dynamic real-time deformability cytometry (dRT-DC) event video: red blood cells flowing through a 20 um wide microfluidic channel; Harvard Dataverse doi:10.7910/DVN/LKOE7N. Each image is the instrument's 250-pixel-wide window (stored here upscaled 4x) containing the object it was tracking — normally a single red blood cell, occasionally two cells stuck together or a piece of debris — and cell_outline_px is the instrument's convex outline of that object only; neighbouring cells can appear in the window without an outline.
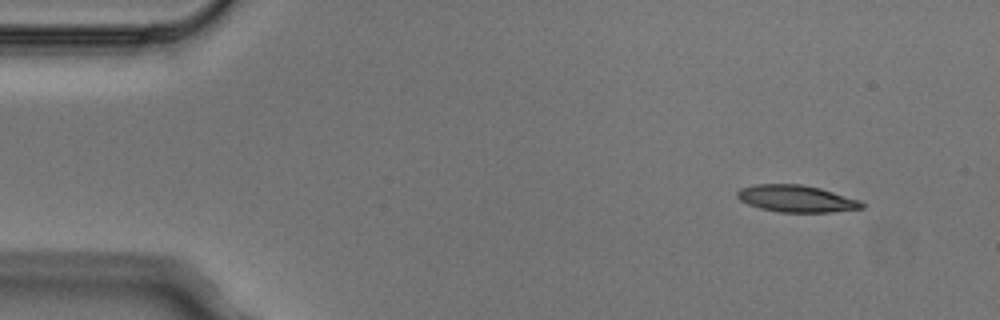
{"species": "Egyptian fruit bat (a non-hibernating species)", "species_latin": "Rousettus aegyptiacus", "temperature_condition": "cold", "stored_images_in_passage": 6, "camera_frame_rate_fps": 3000, "um_per_image_px": 0.085, "animal": {"sex": "male"}, "frame": {"image": 1, "passage_image": 1, "time_ms": 0.0, "image_size_px": [1000, 320], "cell_outline_px": [[864, 208], [828, 212], [780, 212], [760, 208], [748, 204], [740, 200], [736, 196], [736, 192], [740, 188], [752, 184], [800, 184], [820, 188], [860, 200], [864, 204]], "centroid_in_image_um": [67.66, 16.88], "position_along_channel_um": 17.3, "area_um2": 19.54}}
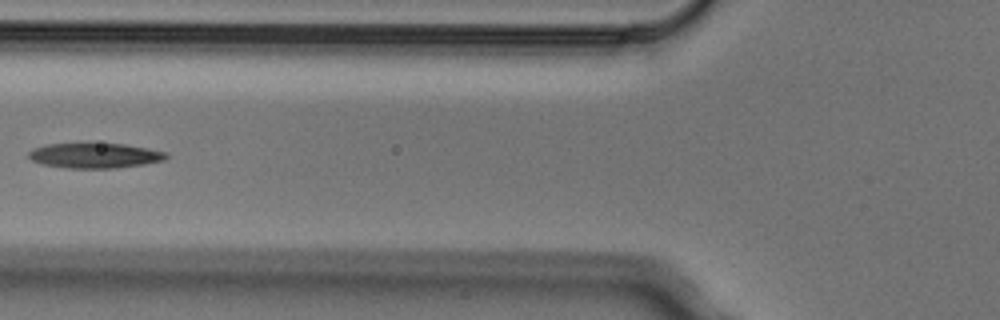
{"frame": {"image": 2, "passage_image": 5, "time_ms": 1.333, "image_size_px": [1000, 320], "cell_outline_px": [[168, 156], [164, 160], [144, 164], [116, 168], [68, 168], [40, 164], [32, 160], [28, 156], [28, 152], [44, 144], [124, 144], [148, 148], [168, 152]], "centroid_in_image_um": [8.07, 13.23], "position_along_channel_um": 117.7, "area_um2": 20.0}}
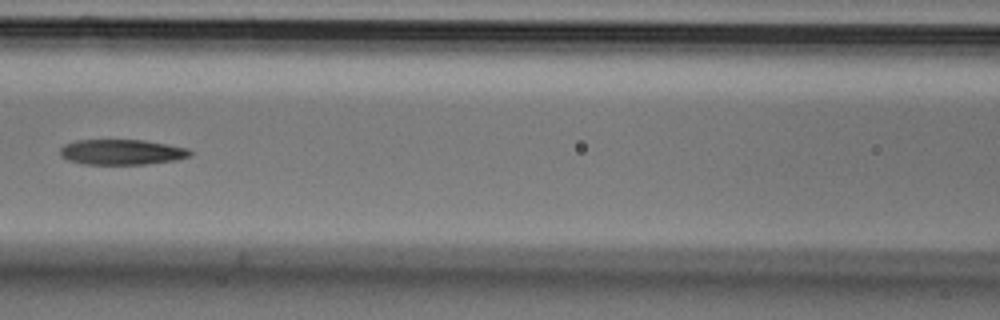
{"frame": {"image": 3, "passage_image": 6, "time_ms": 1.667, "image_size_px": [1000, 320], "cell_outline_px": [[192, 156], [176, 160], [144, 164], [80, 164], [68, 160], [60, 156], [60, 148], [64, 144], [76, 140], [144, 140], [168, 144], [188, 148], [192, 152]], "centroid_in_image_um": [10.34, 12.92], "position_along_channel_um": 156.3, "area_um2": 19.36}}